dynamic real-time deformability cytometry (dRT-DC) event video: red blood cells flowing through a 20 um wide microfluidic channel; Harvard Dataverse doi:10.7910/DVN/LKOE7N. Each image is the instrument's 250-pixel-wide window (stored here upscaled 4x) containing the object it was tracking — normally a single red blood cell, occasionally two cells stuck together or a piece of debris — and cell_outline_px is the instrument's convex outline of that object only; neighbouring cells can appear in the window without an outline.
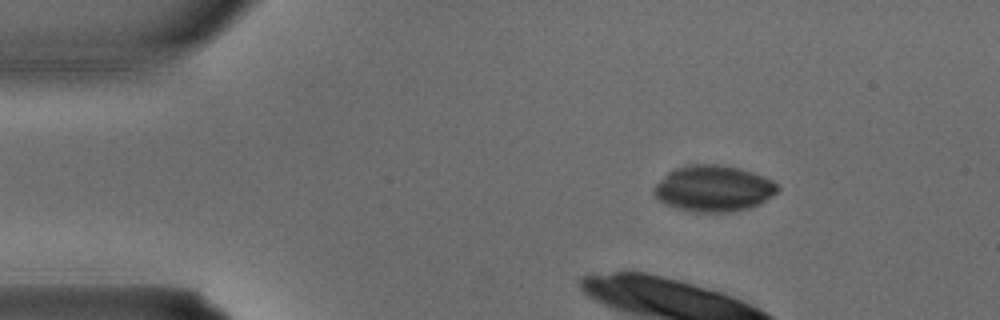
{"species": "common noctule bat (a hibernating species)", "species_latin": "Nyctalus noctula", "temperature_condition": "warm", "stored_images_in_passage": 3, "segment_of_instrument_passage": [1, 2], "camera_frame_rate_fps": 3000, "um_per_image_px": 0.085, "animal": {"sex": "male", "body_mass_g": 15.6}, "frame": {"image": 1, "passage_image": 1, "time_ms": 0.0, "image_size_px": [1000, 320], "cell_outline_px": [[780, 188], [772, 196], [760, 204], [748, 208], [728, 212], [696, 212], [676, 208], [664, 204], [652, 192], [652, 188], [668, 172], [676, 168], [692, 164], [716, 164], [740, 168], [764, 176], [772, 180]], "centroid_in_image_um": [60.64, 16.02], "position_along_channel_um": 24.4, "area_um2": 33.23}}